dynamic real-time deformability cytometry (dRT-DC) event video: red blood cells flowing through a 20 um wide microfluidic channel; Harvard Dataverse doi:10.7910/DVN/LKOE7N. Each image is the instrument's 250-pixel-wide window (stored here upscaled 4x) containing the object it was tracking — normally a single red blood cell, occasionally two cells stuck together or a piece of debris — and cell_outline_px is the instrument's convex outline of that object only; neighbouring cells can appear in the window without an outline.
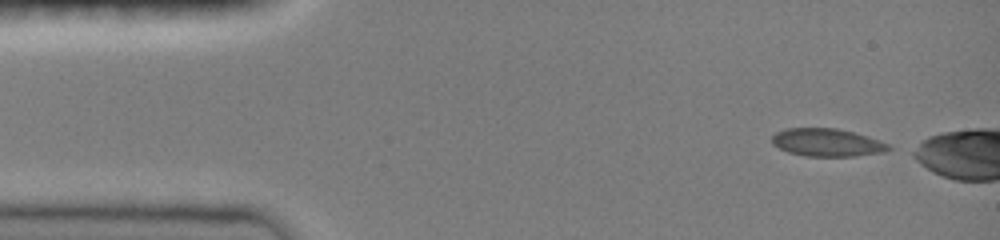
{"species": "common noctule bat (a hibernating species)", "species_latin": "Nyctalus noctula", "temperature_condition": "room temperature", "stored_images_in_passage": 40, "camera_frame_rate_fps": 3000, "um_per_image_px": 0.085, "animal": {"sex": "female", "body_mass_g": 19.0, "forearm_length_mm": 51.5}, "frame": {"image": 1, "passage_image": 1, "time_ms": 0.0, "image_size_px": [1000, 240], "cell_outline_px": [[892, 148], [884, 152], [856, 156], [804, 156], [788, 152], [772, 144], [772, 136], [776, 132], [784, 128], [836, 128], [868, 136], [880, 140], [888, 144]], "centroid_in_image_um": [70.29, 12.11], "position_along_channel_um": 14.7, "area_um2": 18.96}}
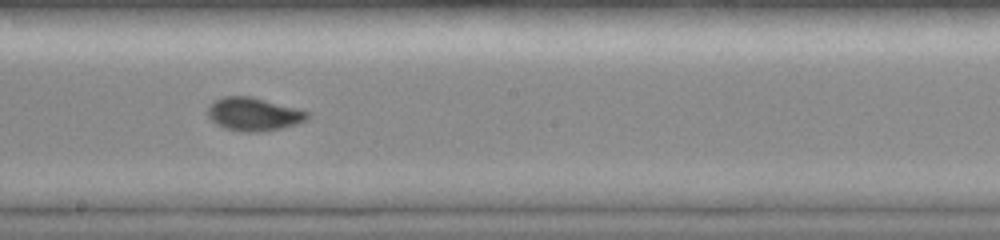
{"frame": {"image": 2, "passage_image": 23, "time_ms": 7.333, "image_size_px": [1000, 240], "cell_outline_px": [[312, 116], [296, 124], [280, 128], [256, 132], [244, 132], [224, 128], [216, 124], [208, 116], [208, 104], [224, 96], [252, 96], [312, 112]], "centroid_in_image_um": [21.57, 9.69], "position_along_channel_um": 226.6, "area_um2": 19.36}}
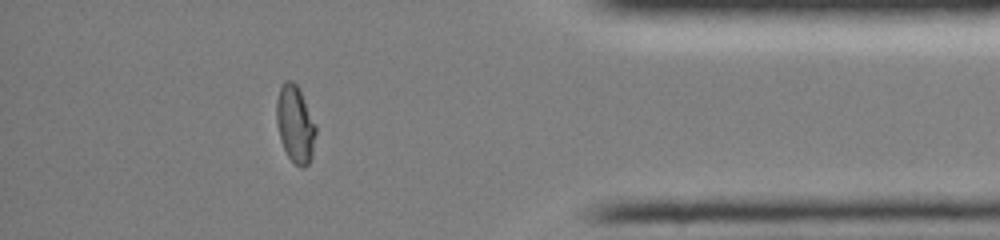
{"frame": {"image": 3, "passage_image": 38, "time_ms": 12.333, "image_size_px": [1000, 240], "cell_outline_px": [[316, 132], [312, 156], [308, 164], [304, 168], [300, 168], [288, 156], [280, 140], [276, 124], [276, 100], [280, 88], [284, 80], [292, 80], [300, 88], [316, 124]], "centroid_in_image_um": [25.09, 10.52], "position_along_channel_um": 410.1, "area_um2": 17.98}}